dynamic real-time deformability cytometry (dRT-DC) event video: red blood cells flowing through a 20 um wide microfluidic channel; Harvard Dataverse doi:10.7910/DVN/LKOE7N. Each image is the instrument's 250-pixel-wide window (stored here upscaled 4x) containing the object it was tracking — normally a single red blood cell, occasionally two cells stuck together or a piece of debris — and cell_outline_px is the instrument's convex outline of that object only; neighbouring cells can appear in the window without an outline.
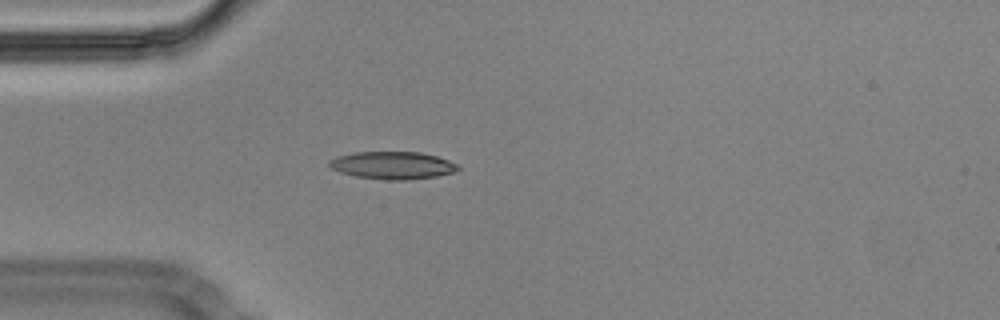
{"species": "Egyptian fruit bat (a non-hibernating species)", "species_latin": "Rousettus aegyptiacus", "temperature_condition": "cold", "stored_images_in_passage": 41, "camera_frame_rate_fps": 3000, "um_per_image_px": 0.085, "animal": {"sex": "male"}, "frame": {"image": 1, "passage_image": 1, "time_ms": 0.0, "image_size_px": [1000, 320], "cell_outline_px": [[460, 168], [452, 172], [436, 176], [408, 180], [388, 180], [356, 176], [340, 172], [332, 168], [328, 164], [328, 160], [336, 156], [352, 152], [420, 152], [436, 156], [460, 164]], "centroid_in_image_um": [33.36, 14.04], "position_along_channel_um": 51.6, "area_um2": 20.69}}
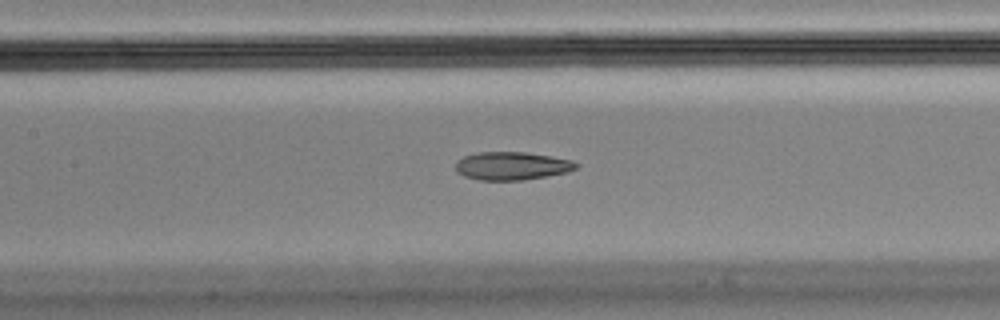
{"frame": {"image": 2, "passage_image": 11, "time_ms": 3.333, "image_size_px": [1000, 320], "cell_outline_px": [[580, 164], [576, 168], [568, 172], [520, 180], [480, 180], [464, 176], [456, 172], [456, 160], [464, 156], [476, 152], [524, 152], [572, 160]], "centroid_in_image_um": [43.47, 14.09], "position_along_channel_um": 163.9, "area_um2": 19.65}}
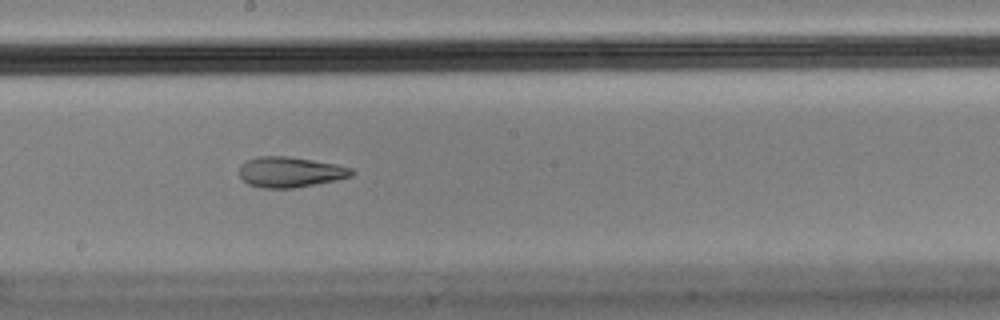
{"frame": {"image": 3, "passage_image": 16, "time_ms": 5.0, "image_size_px": [1000, 320], "cell_outline_px": [[356, 172], [352, 176], [336, 180], [292, 188], [260, 188], [248, 184], [240, 176], [240, 164], [256, 156], [288, 156], [336, 164], [352, 168]], "centroid_in_image_um": [24.67, 14.62], "position_along_channel_um": 223.5, "area_um2": 19.94}, "authors_computed_cell_mechanics": {"area_um2": 21.4438, "velocity_mm_per_s": 3.5859, "shape_relaxation_time_tau1_ms": null, "shape_relaxation_time_tau2_ms": 2.9547, "deformation_change_tau1": null, "deformation_change_tau2": 0.1096}}